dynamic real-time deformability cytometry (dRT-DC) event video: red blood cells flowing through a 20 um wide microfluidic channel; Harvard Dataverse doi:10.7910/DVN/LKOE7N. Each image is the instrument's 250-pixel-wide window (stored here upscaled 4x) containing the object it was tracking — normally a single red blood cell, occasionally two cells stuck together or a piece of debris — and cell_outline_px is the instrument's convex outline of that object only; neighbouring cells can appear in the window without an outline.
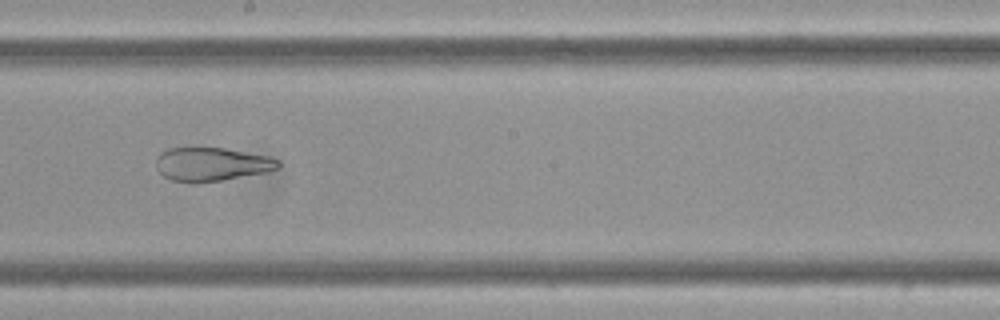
{"species": "Egyptian fruit bat (a non-hibernating species)", "species_latin": "Rousettus aegyptiacus", "temperature_condition": "cold", "stored_images_in_passage": 9, "camera_frame_rate_fps": 3000, "um_per_image_px": 0.085, "frame": {"image": 1, "passage_image": 6, "time_ms": 1.667, "image_size_px": [1000, 320], "cell_outline_px": [[280, 168], [264, 172], [220, 180], [196, 184], [192, 184], [172, 180], [164, 176], [156, 168], [156, 160], [160, 152], [168, 148], [224, 148], [268, 156], [280, 160]], "centroid_in_image_um": [17.96, 13.97], "position_along_channel_um": 230.2, "area_um2": 23.93}}
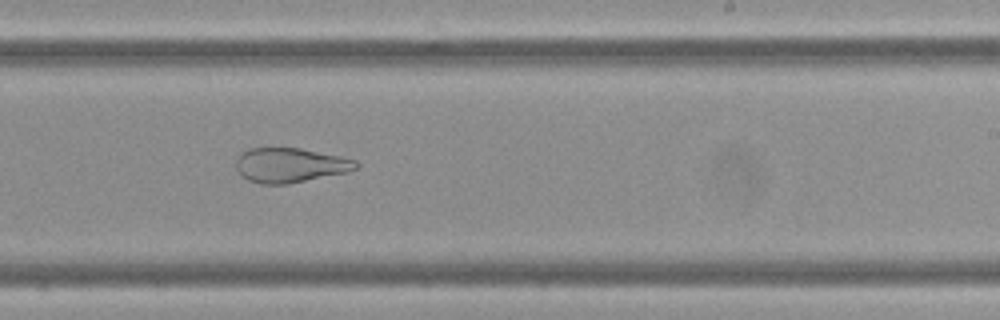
{"frame": {"image": 2, "passage_image": 7, "time_ms": 2.0, "image_size_px": [1000, 320], "cell_outline_px": [[360, 164], [356, 168], [348, 172], [288, 184], [260, 184], [248, 180], [236, 168], [236, 160], [240, 152], [248, 148], [300, 148], [340, 156], [356, 160]], "centroid_in_image_um": [24.66, 14.03], "position_along_channel_um": 264.3, "area_um2": 24.22}}